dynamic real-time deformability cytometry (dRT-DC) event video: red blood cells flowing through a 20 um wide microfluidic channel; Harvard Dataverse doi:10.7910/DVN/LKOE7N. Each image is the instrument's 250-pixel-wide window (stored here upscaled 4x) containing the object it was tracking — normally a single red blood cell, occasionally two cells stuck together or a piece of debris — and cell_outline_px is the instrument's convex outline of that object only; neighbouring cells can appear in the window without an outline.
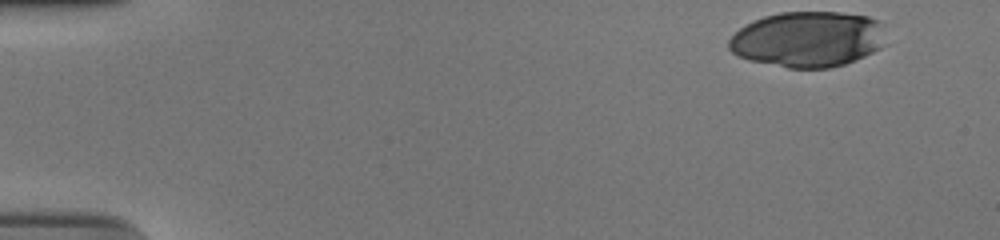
{"species": "human", "species_latin": "Homo sapiens", "temperature_condition": "cold", "stored_images_in_passage": 43, "camera_frame_rate_fps": 3000, "um_per_image_px": 0.085, "donor": {"sex": "male"}, "frame": {"image": 1, "passage_image": 1, "time_ms": 0.0, "image_size_px": [1000, 240], "cell_outline_px": [[888, 44], [856, 60], [844, 64], [828, 68], [788, 68], [748, 60], [736, 56], [728, 48], [728, 40], [740, 28], [764, 16], [780, 12], [840, 12], [868, 16], [880, 20], [884, 24]], "centroid_in_image_um": [68.73, 3.33], "position_along_channel_um": 16.3, "area_um2": 51.62}}
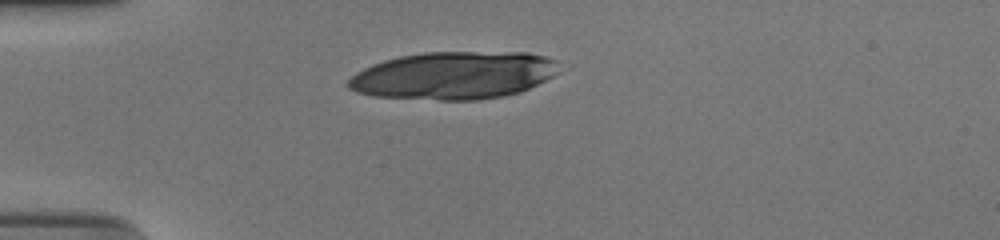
{"frame": {"image": 2, "passage_image": 12, "time_ms": 3.667, "image_size_px": [1000, 240], "cell_outline_px": [[560, 72], [520, 92], [504, 96], [480, 100], [440, 100], [372, 96], [356, 92], [348, 88], [348, 80], [356, 72], [372, 64], [384, 60], [400, 56], [424, 52], [528, 52], [544, 56], [556, 60]], "centroid_in_image_um": [38.56, 6.41], "position_along_channel_um": 46.4, "area_um2": 58.72}}
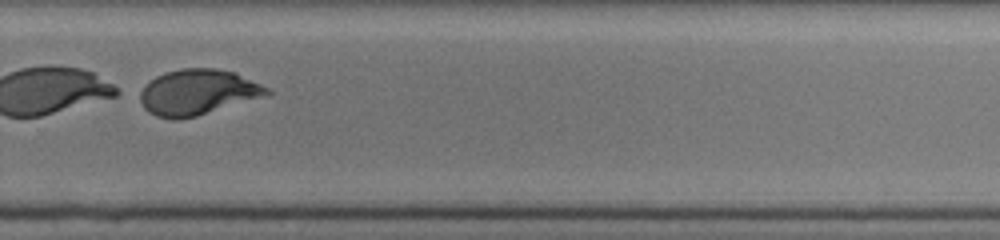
{"frame": {"image": 3, "passage_image": 36, "time_ms": 11.667, "image_size_px": [1000, 240], "cell_outline_px": [[272, 92], [268, 96], [196, 116], [176, 120], [156, 116], [148, 112], [144, 108], [136, 92], [156, 76], [164, 72], [180, 68], [216, 68], [236, 72], [268, 88]], "centroid_in_image_um": [16.79, 7.83], "position_along_channel_um": 313.0, "area_um2": 34.1}}